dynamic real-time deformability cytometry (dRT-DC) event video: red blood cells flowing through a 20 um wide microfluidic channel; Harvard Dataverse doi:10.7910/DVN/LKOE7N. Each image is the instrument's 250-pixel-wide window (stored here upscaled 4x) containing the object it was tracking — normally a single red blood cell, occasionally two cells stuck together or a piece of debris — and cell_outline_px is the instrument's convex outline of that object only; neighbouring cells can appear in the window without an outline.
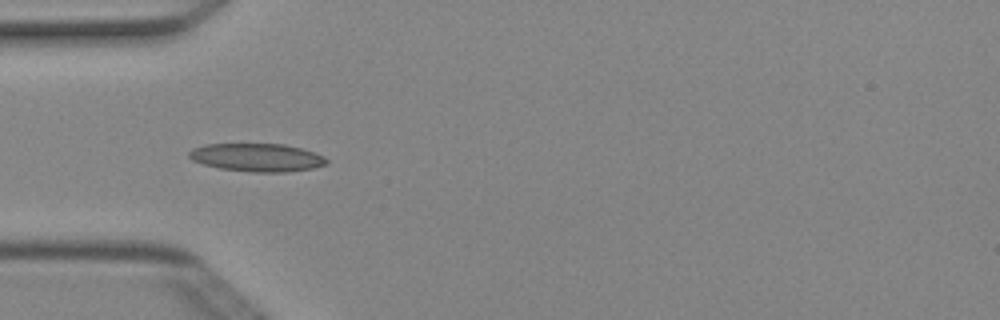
{"species": "Egyptian fruit bat (a non-hibernating species)", "species_latin": "Rousettus aegyptiacus", "temperature_condition": "cold", "stored_images_in_passage": 5, "camera_frame_rate_fps": 3000, "um_per_image_px": 0.085, "animal": {"sex": "female"}, "frame": {"image": 1, "passage_image": 2, "time_ms": 0.333, "image_size_px": [1000, 320], "cell_outline_px": [[328, 164], [312, 168], [284, 172], [252, 172], [220, 168], [204, 164], [192, 160], [188, 156], [188, 152], [192, 148], [204, 144], [284, 144], [304, 148], [316, 152], [324, 156], [328, 160]], "centroid_in_image_um": [21.87, 13.37], "position_along_channel_um": 63.1, "area_um2": 22.66}}
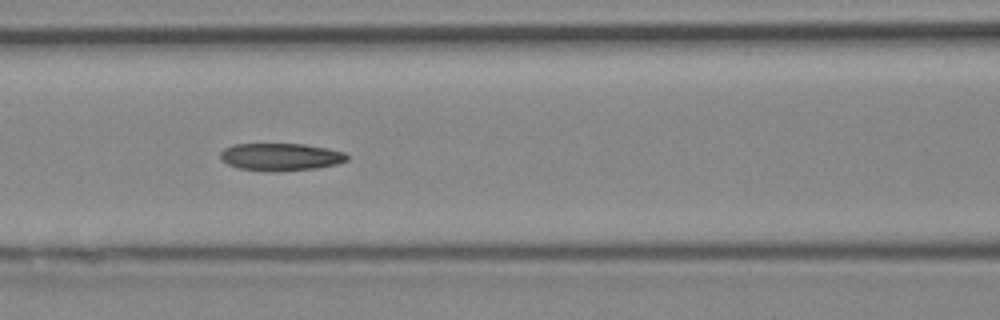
{"frame": {"image": 2, "passage_image": 4, "time_ms": 1.0, "image_size_px": [1000, 320], "cell_outline_px": [[348, 160], [336, 164], [316, 168], [280, 172], [268, 172], [236, 168], [220, 160], [220, 152], [224, 148], [232, 144], [304, 144], [328, 148], [344, 152], [348, 156]], "centroid_in_image_um": [23.82, 13.34], "position_along_channel_um": 142.8, "area_um2": 20.63}}
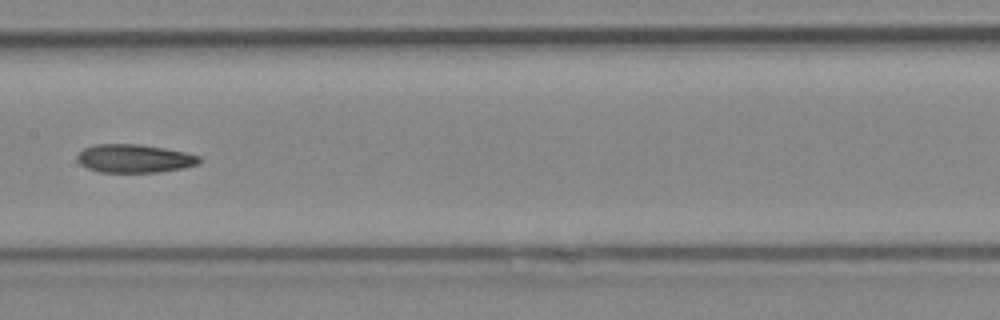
{"frame": {"image": 3, "passage_image": 5, "time_ms": 1.333, "image_size_px": [1000, 320], "cell_outline_px": [[200, 160], [196, 164], [184, 168], [156, 172], [100, 172], [88, 168], [80, 164], [76, 160], [76, 156], [84, 148], [96, 144], [140, 144], [164, 148], [184, 152], [200, 156]], "centroid_in_image_um": [11.39, 13.47], "position_along_channel_um": 196.0, "area_um2": 20.06}}